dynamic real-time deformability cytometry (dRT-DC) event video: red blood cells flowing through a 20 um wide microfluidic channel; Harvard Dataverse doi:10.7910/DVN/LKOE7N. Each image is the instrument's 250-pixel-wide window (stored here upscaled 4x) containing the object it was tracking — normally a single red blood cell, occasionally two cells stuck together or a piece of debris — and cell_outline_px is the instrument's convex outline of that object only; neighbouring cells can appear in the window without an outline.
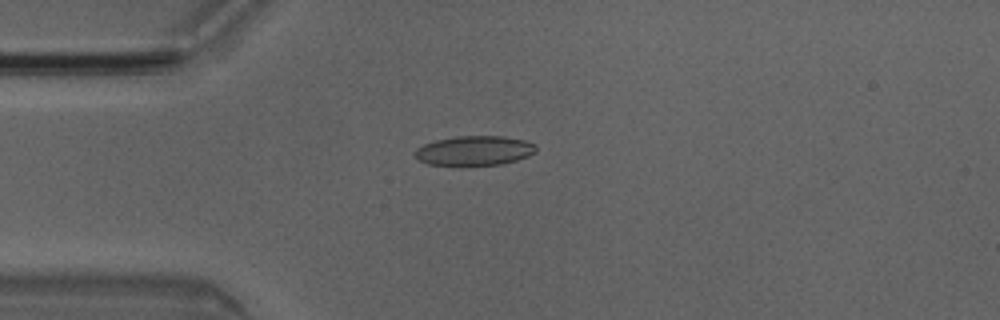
{"species": "Egyptian fruit bat (a non-hibernating species)", "species_latin": "Rousettus aegyptiacus", "temperature_condition": "room temperature", "stored_images_in_passage": 4, "camera_frame_rate_fps": 3000, "um_per_image_px": 0.085, "animal": {"sex": "male"}, "frame": {"image": 1, "passage_image": 4, "time_ms": 1.0, "image_size_px": [1000, 320], "cell_outline_px": [[536, 152], [528, 156], [516, 160], [500, 164], [460, 168], [428, 164], [420, 160], [412, 152], [416, 148], [424, 144], [436, 140], [456, 136], [504, 136], [524, 140], [536, 144]], "centroid_in_image_um": [40.29, 12.84], "position_along_channel_um": 44.7, "area_um2": 21.62}}